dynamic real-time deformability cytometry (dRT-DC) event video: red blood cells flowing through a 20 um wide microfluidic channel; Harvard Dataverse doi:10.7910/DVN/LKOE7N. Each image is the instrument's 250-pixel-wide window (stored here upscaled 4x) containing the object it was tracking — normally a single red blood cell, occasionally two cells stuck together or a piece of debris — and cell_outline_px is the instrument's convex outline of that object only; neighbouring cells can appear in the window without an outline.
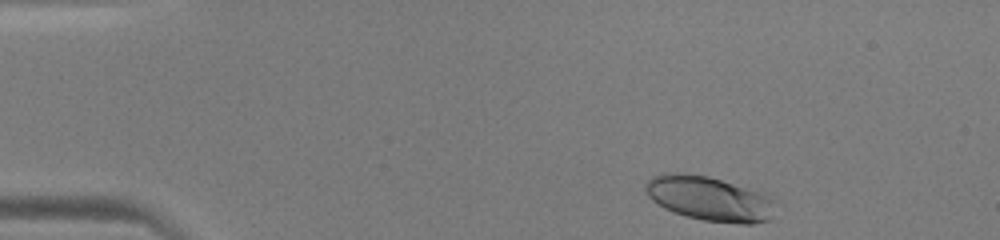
{"species": "human", "species_latin": "Homo sapiens", "temperature_condition": "warm", "stored_images_in_passage": 42, "camera_frame_rate_fps": 3000, "um_per_image_px": 0.085, "donor": {"sex": "male"}, "frame": {"image": 1, "passage_image": 1, "time_ms": 0.0, "image_size_px": [1000, 240], "cell_outline_px": [[776, 200], [768, 220], [752, 224], [740, 224], [704, 220], [684, 216], [664, 208], [652, 200], [648, 196], [644, 188], [644, 184], [652, 176], [664, 172], [684, 172], [708, 176], [764, 192]], "centroid_in_image_um": [60.27, 16.86], "position_along_channel_um": 24.7, "area_um2": 34.1}}
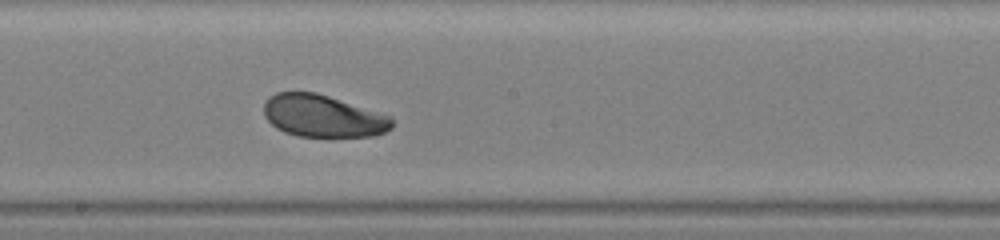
{"frame": {"image": 2, "passage_image": 21, "time_ms": 6.667, "image_size_px": [1000, 240], "cell_outline_px": [[392, 128], [384, 132], [372, 136], [296, 136], [284, 132], [276, 128], [264, 116], [264, 104], [276, 92], [316, 92], [392, 116]], "centroid_in_image_um": [27.45, 9.86], "position_along_channel_um": 220.7, "area_um2": 31.33}}
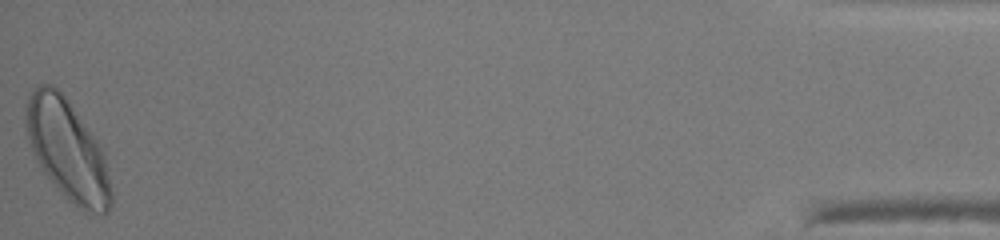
{"frame": {"image": 3, "passage_image": 42, "time_ms": 13.667, "image_size_px": [1000, 240], "cell_outline_px": [[112, 204], [108, 212], [104, 216], [84, 212], [68, 200], [64, 196], [44, 172], [32, 148], [28, 136], [24, 120], [24, 108], [32, 92], [40, 84], [52, 84], [64, 96], [104, 148], [112, 192]], "centroid_in_image_um": [5.79, 12.8], "position_along_channel_um": 429.4, "area_um2": 49.88}}